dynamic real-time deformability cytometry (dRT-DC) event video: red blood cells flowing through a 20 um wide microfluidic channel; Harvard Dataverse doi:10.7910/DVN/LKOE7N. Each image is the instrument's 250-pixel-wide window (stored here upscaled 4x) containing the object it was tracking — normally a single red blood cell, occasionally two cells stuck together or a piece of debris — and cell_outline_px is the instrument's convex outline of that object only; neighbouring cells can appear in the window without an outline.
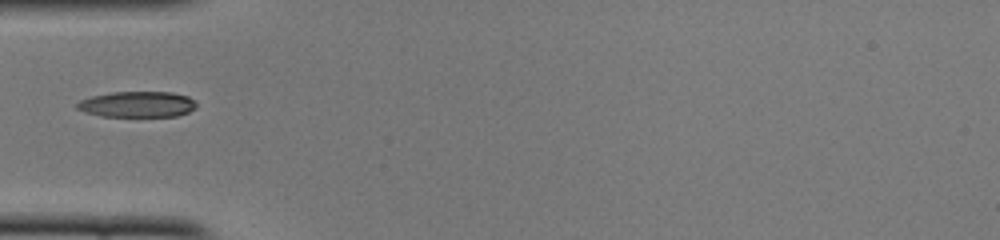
{"species": "common noctule bat (a hibernating species)", "species_latin": "Nyctalus noctula", "temperature_condition": "cold", "stored_images_in_passage": 35, "camera_frame_rate_fps": 3000, "um_per_image_px": 0.085, "animal": {"sex": "female", "body_mass_g": 22.0, "forearm_length_mm": 56.7}, "frame": {"image": 1, "passage_image": 1, "time_ms": 0.0, "image_size_px": [1000, 240], "cell_outline_px": [[196, 108], [188, 112], [176, 116], [100, 116], [84, 112], [76, 108], [76, 104], [80, 100], [92, 96], [112, 92], [172, 92], [188, 96], [196, 100]], "centroid_in_image_um": [11.68, 8.86], "position_along_channel_um": 73.3, "area_um2": 18.03}}
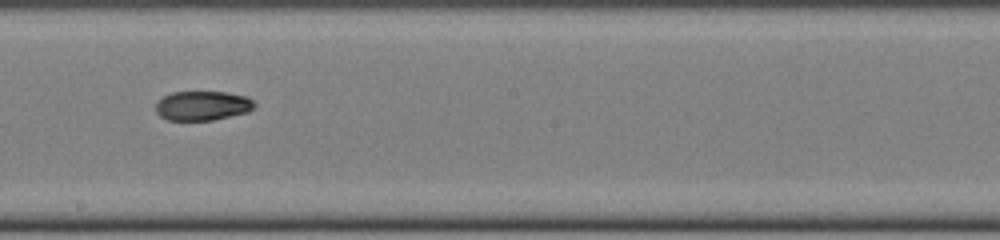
{"frame": {"image": 2, "passage_image": 13, "time_ms": 4.0, "image_size_px": [1000, 240], "cell_outline_px": [[256, 104], [248, 112], [212, 120], [168, 120], [160, 116], [156, 112], [156, 100], [172, 92], [228, 92], [248, 96]], "centroid_in_image_um": [17.2, 8.97], "position_along_channel_um": 231.0, "area_um2": 16.99}}
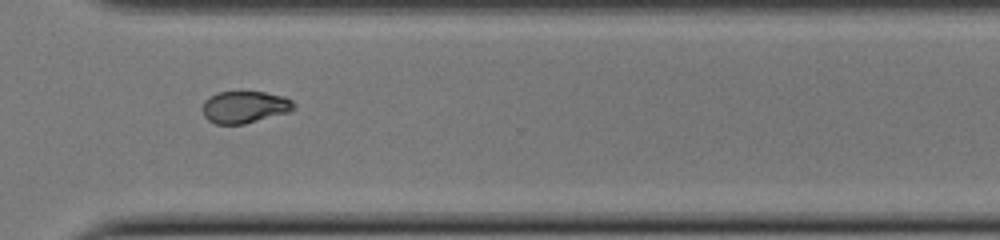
{"frame": {"image": 3, "passage_image": 22, "time_ms": 7.0, "image_size_px": [1000, 240], "cell_outline_px": [[296, 108], [288, 112], [244, 124], [216, 124], [208, 120], [204, 116], [204, 100], [208, 96], [216, 92], [264, 92], [284, 96], [292, 100], [296, 104]], "centroid_in_image_um": [20.81, 9.09], "position_along_channel_um": 349.8, "area_um2": 17.05}}